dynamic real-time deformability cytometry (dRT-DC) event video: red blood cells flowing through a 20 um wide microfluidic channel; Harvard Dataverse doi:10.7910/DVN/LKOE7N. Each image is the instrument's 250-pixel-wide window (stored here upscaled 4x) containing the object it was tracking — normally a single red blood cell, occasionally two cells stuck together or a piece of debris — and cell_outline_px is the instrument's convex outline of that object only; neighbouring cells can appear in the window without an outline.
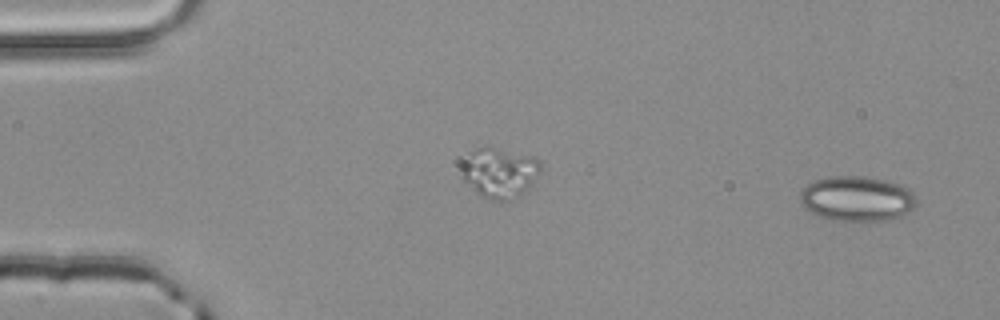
{"species": "common noctule bat (a hibernating species)", "species_latin": "Nyctalus noctula", "temperature_condition": "room temperature", "stored_images_in_passage": 3, "segment_of_instrument_passage": [2, 2], "camera_frame_rate_fps": 3000, "um_per_image_px": 0.085, "animal": {"sex": "male", "body_mass_g": 20.4}, "frame": {"image": 1, "passage_image": 3, "time_ms": 0.667, "image_size_px": [1000, 320], "cell_outline_px": [[916, 204], [912, 208], [900, 216], [888, 220], [864, 224], [832, 220], [808, 212], [800, 204], [800, 192], [812, 180], [828, 176], [864, 176], [888, 180], [900, 184], [908, 188], [916, 196]], "centroid_in_image_um": [72.82, 16.91], "position_along_channel_um": 12.2, "area_um2": 31.56}}